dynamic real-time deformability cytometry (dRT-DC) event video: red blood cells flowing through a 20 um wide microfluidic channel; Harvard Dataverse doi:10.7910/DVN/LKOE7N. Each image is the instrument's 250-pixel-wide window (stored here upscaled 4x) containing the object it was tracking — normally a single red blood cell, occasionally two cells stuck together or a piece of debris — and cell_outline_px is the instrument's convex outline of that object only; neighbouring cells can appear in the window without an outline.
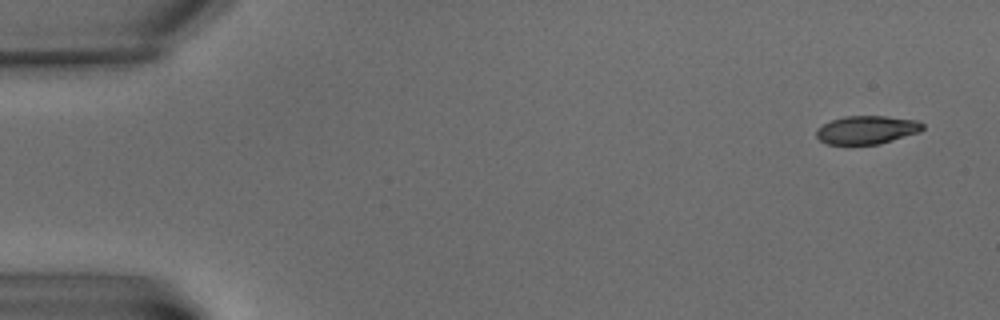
{"species": "common noctule bat (a hibernating species)", "species_latin": "Nyctalus noctula", "temperature_condition": "warm", "stored_images_in_passage": 8, "camera_frame_rate_fps": 3000, "um_per_image_px": 0.085, "animal": {"sex": "male", "body_mass_g": 15.6}, "frame": {"image": 1, "passage_image": 1, "time_ms": 0.0, "image_size_px": [1000, 320], "cell_outline_px": [[924, 128], [920, 132], [880, 144], [828, 144], [820, 140], [816, 136], [816, 128], [832, 120], [844, 116], [884, 116], [916, 120], [924, 124]], "centroid_in_image_um": [73.69, 11.04], "position_along_channel_um": 11.3, "area_um2": 17.51}}
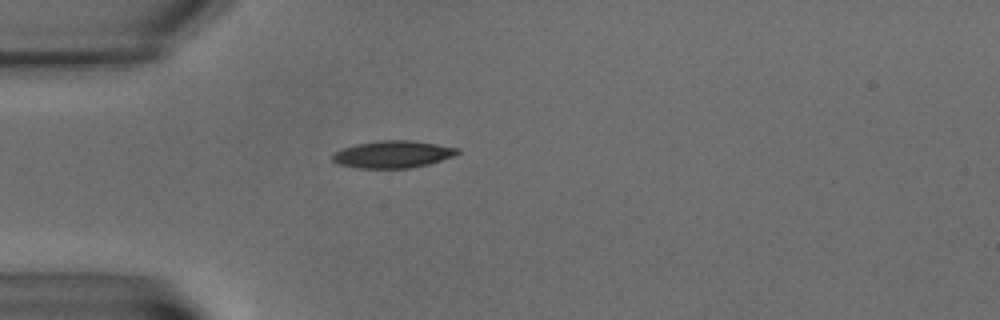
{"frame": {"image": 2, "passage_image": 5, "time_ms": 5.667, "image_size_px": [1000, 320], "cell_outline_px": [[460, 152], [452, 156], [428, 164], [412, 168], [356, 168], [336, 164], [332, 160], [332, 156], [336, 152], [344, 148], [356, 144], [376, 140], [416, 140], [460, 148]], "centroid_in_image_um": [33.39, 13.11], "position_along_channel_um": 51.6, "area_um2": 19.94}}